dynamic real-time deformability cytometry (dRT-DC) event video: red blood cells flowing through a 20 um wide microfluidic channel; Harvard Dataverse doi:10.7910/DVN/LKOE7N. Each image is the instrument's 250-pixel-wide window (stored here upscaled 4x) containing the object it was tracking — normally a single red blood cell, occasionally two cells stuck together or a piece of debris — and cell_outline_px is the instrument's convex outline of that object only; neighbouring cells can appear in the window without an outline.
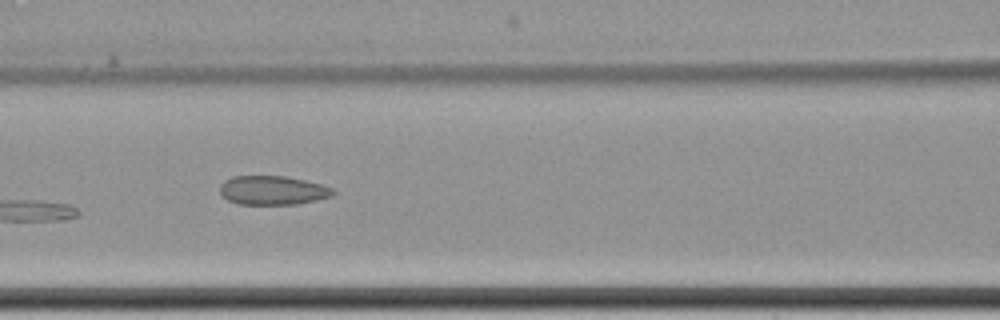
{"species": "common noctule bat (a hibernating species)", "species_latin": "Nyctalus noctula", "temperature_condition": "cold", "stored_images_in_passage": 13, "camera_frame_rate_fps": 3000, "um_per_image_px": 0.085, "animal": {"sex": "female", "body_mass_g": 22.7, "forearm_length_mm": 54.2}, "frame": {"image": 1, "passage_image": 6, "time_ms": 9.333, "image_size_px": [1000, 320], "cell_outline_px": [[336, 192], [332, 196], [316, 200], [296, 204], [240, 204], [228, 200], [220, 192], [220, 184], [224, 180], [232, 176], [288, 176], [320, 184], [332, 188]], "centroid_in_image_um": [23.17, 16.17], "position_along_channel_um": 143.4, "area_um2": 19.07}}
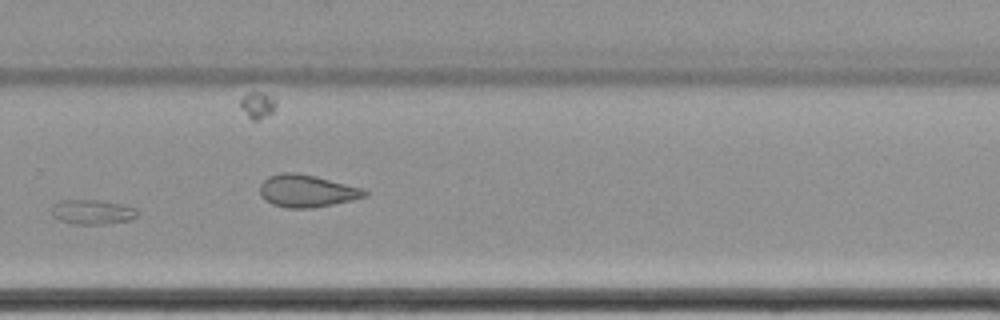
{"frame": {"image": 2, "passage_image": 10, "time_ms": 14.0, "image_size_px": [1000, 320], "cell_outline_px": [[140, 216], [132, 220], [100, 224], [72, 224], [60, 220], [52, 216], [52, 204], [60, 200], [96, 200], [120, 204], [136, 208], [140, 212]], "centroid_in_image_um": [7.87, 18.02], "position_along_channel_um": 321.9, "area_um2": 12.48}}